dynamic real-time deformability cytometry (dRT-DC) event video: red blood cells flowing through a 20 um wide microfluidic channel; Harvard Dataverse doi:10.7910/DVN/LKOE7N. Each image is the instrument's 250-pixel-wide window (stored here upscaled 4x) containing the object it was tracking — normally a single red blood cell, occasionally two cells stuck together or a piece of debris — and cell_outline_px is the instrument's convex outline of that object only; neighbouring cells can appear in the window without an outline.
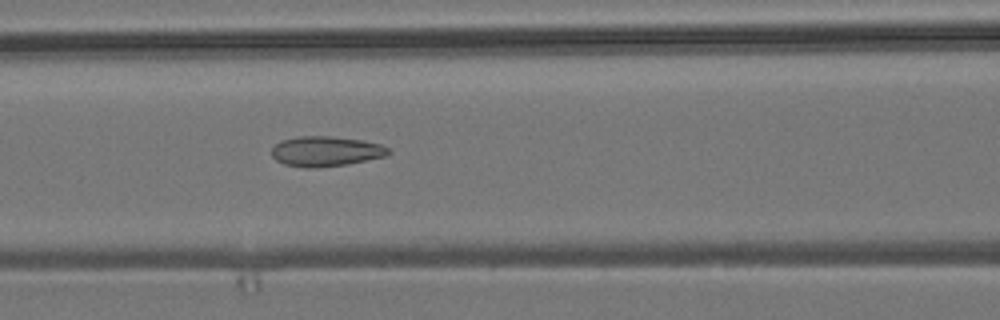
{"species": "common noctule bat (a hibernating species)", "species_latin": "Nyctalus noctula", "temperature_condition": "room temperature", "stored_images_in_passage": 42, "camera_frame_rate_fps": 3000, "um_per_image_px": 0.085, "animal": {"sex": "male", "body_mass_g": 19.2, "forearm_length_mm": 51.8}, "frame": {"image": 1, "passage_image": 11, "time_ms": 3.333, "image_size_px": [1000, 320], "cell_outline_px": [[392, 152], [388, 156], [348, 164], [316, 168], [304, 168], [284, 164], [276, 160], [272, 156], [272, 148], [280, 140], [296, 136], [332, 136], [360, 140], [380, 144], [388, 148]], "centroid_in_image_um": [27.69, 12.86], "position_along_channel_um": 138.9, "area_um2": 20.69}}
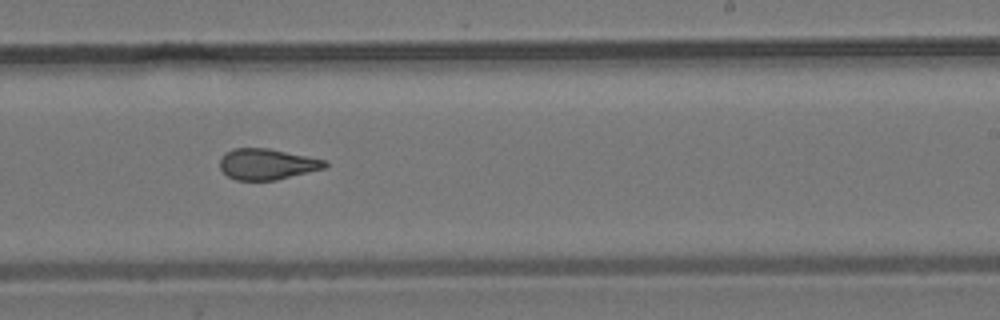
{"frame": {"image": 2, "passage_image": 21, "time_ms": 6.667, "image_size_px": [1000, 320], "cell_outline_px": [[328, 164], [324, 168], [276, 180], [236, 180], [228, 176], [220, 168], [220, 160], [224, 152], [232, 148], [268, 148], [328, 160]], "centroid_in_image_um": [22.69, 13.94], "position_along_channel_um": 266.3, "area_um2": 18.96}}
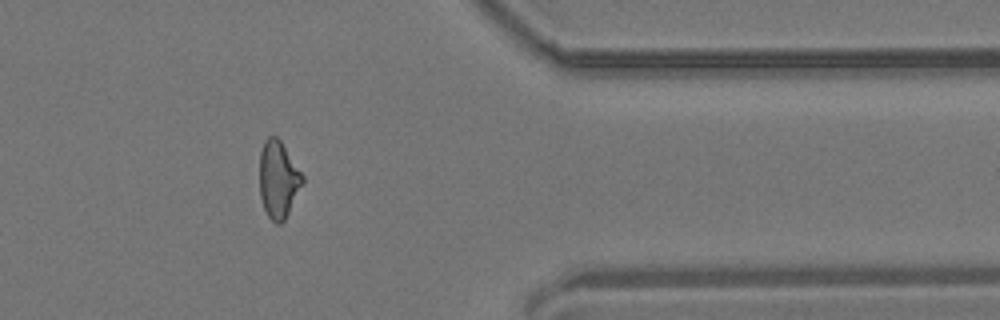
{"frame": {"image": 3, "passage_image": 32, "time_ms": 10.333, "image_size_px": [1000, 320], "cell_outline_px": [[304, 180], [284, 220], [280, 224], [276, 224], [268, 216], [264, 208], [260, 196], [260, 152], [264, 140], [268, 136], [276, 136], [280, 140], [304, 176]], "centroid_in_image_um": [23.64, 15.23], "position_along_channel_um": 387.8, "area_um2": 19.02}, "authors_computed_cell_mechanics": {"area_um2": 19.6809, "velocity_mm_per_s": 3.8354, "shape_relaxation_time_tau1_ms": null, "shape_relaxation_time_tau2_ms": 1.9657, "deformation_change_tau1": null, "deformation_change_tau2": 0.1029}}